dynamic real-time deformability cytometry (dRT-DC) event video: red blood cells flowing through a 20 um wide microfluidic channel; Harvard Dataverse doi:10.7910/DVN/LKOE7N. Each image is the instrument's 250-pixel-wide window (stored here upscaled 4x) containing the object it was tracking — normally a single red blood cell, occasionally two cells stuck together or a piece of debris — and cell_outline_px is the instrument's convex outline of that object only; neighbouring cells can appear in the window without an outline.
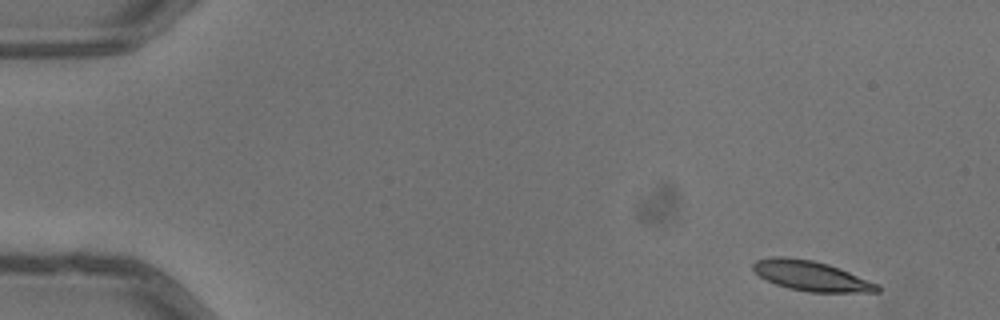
{"species": "common noctule bat (a hibernating species)", "species_latin": "Nyctalus noctula", "temperature_condition": "warm", "stored_images_in_passage": 5, "camera_frame_rate_fps": 3000, "um_per_image_px": 0.085, "animal": {"sex": "male", "body_mass_g": 13.3}, "frame": {"image": 1, "passage_image": 1, "time_ms": 0.0, "image_size_px": [1000, 320], "cell_outline_px": [[880, 292], [808, 292], [788, 288], [776, 284], [760, 276], [752, 268], [752, 264], [756, 260], [776, 256], [784, 256], [812, 260], [828, 264], [840, 268], [880, 284]], "centroid_in_image_um": [68.99, 23.45], "position_along_channel_um": 16.0, "area_um2": 21.73}}
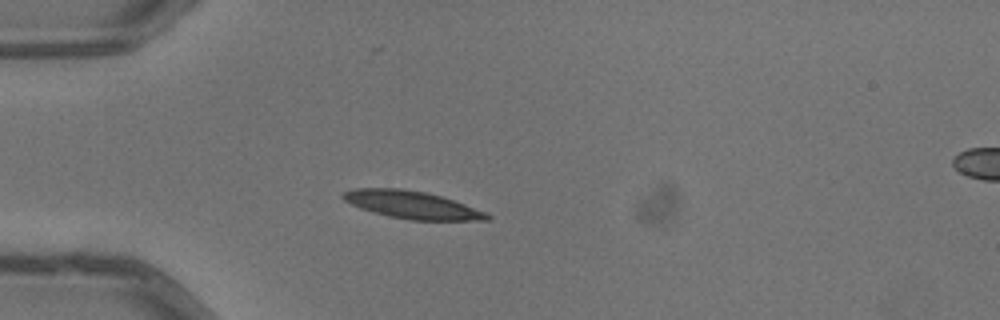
{"frame": {"image": 2, "passage_image": 4, "time_ms": 1.0, "image_size_px": [1000, 320], "cell_outline_px": [[492, 216], [488, 220], [412, 220], [388, 216], [372, 212], [360, 208], [344, 200], [340, 196], [344, 192], [356, 188], [400, 188], [424, 192], [440, 196], [464, 204], [484, 212]], "centroid_in_image_um": [34.97, 17.41], "position_along_channel_um": 50.0, "area_um2": 22.83}}